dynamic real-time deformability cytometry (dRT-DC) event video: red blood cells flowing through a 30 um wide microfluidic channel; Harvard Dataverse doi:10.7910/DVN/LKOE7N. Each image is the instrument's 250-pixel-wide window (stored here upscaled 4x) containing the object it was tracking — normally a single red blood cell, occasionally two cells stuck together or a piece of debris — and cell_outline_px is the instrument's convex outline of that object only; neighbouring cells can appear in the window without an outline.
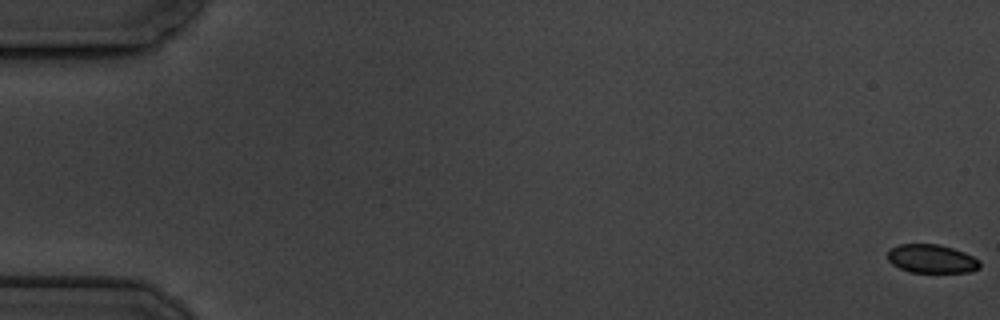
{"species": "common noctule bat (a hibernating species)", "species_latin": "Nyctalus noctula", "temperature_condition": "cold", "stored_images_in_passage": 11, "camera_frame_rate_fps": 3000, "um_per_image_px": 0.085, "animal": {"sex": "male", "body_mass_g": 19.5, "forearm_length_mm": 54.6}, "frame": {"image": 1, "passage_image": 1, "time_ms": 0.0, "image_size_px": [1000, 320], "cell_outline_px": [[980, 268], [968, 272], [912, 272], [900, 268], [892, 264], [888, 260], [888, 252], [892, 248], [900, 244], [940, 244], [964, 252], [980, 260]], "centroid_in_image_um": [79.21, 21.99], "position_along_channel_um": 5.8, "area_um2": 15.26}}
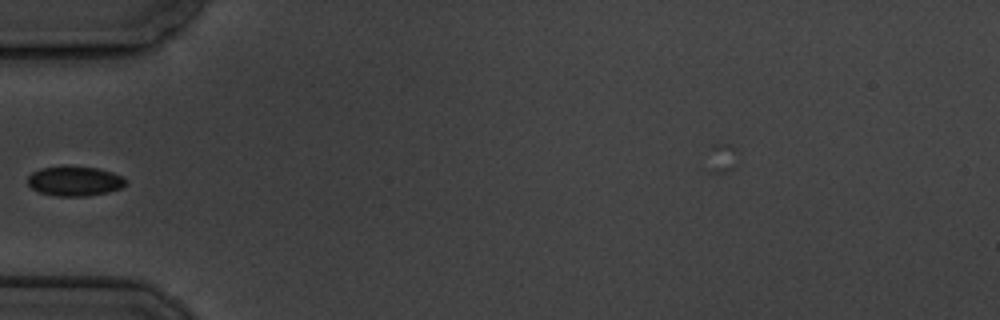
{"frame": {"image": 2, "passage_image": 6, "time_ms": 6.667, "image_size_px": [1000, 320], "cell_outline_px": [[128, 180], [120, 188], [108, 192], [88, 196], [56, 196], [40, 192], [32, 188], [28, 184], [28, 176], [32, 172], [40, 168], [96, 168], [112, 172], [124, 176]], "centroid_in_image_um": [6.37, 15.42], "position_along_channel_um": 78.6, "area_um2": 16.53}}
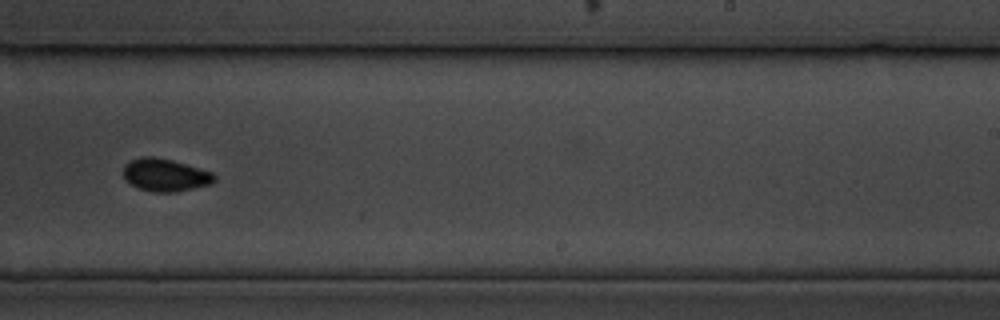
{"frame": {"image": 3, "passage_image": 11, "time_ms": 12.333, "image_size_px": [1000, 320], "cell_outline_px": [[216, 180], [212, 184], [176, 192], [152, 192], [140, 188], [124, 180], [124, 164], [140, 156], [152, 156], [172, 160], [212, 172], [216, 176]], "centroid_in_image_um": [14.05, 14.87], "position_along_channel_um": 274.9, "area_um2": 17.34}}